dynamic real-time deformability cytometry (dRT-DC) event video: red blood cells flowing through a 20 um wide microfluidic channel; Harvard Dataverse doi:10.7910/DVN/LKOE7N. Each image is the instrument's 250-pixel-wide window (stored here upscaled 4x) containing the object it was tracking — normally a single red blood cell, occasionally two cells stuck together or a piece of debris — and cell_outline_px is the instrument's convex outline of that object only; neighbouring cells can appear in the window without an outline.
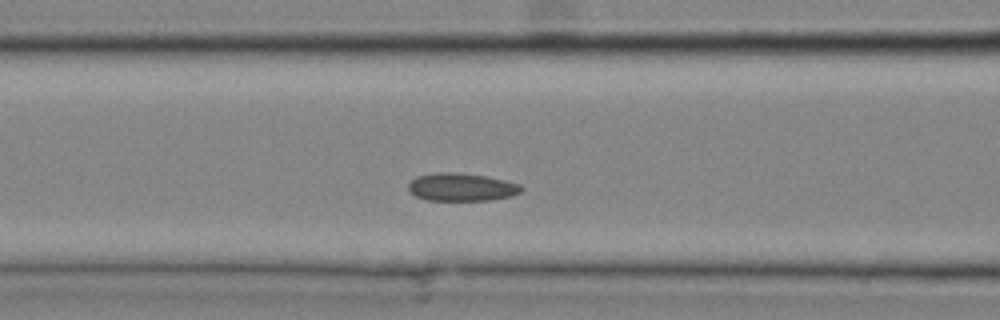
{"species": "common noctule bat (a hibernating species)", "species_latin": "Nyctalus noctula", "temperature_condition": "cold", "stored_images_in_passage": 20, "camera_frame_rate_fps": 3000, "um_per_image_px": 0.085, "animal": {"sex": "male", "body_mass_g": 20.4}, "frame": {"image": 1, "passage_image": 9, "time_ms": 2.667, "image_size_px": [1000, 320], "cell_outline_px": [[524, 188], [520, 192], [512, 196], [492, 200], [428, 200], [416, 196], [408, 188], [408, 184], [416, 176], [436, 172], [456, 172], [488, 176], [520, 184]], "centroid_in_image_um": [39.25, 15.89], "position_along_channel_um": 127.3, "area_um2": 18.44}}
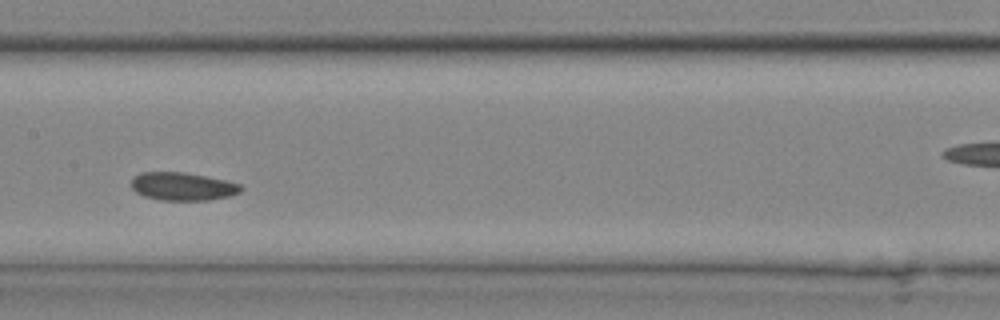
{"frame": {"image": 2, "passage_image": 12, "time_ms": 3.667, "image_size_px": [1000, 320], "cell_outline_px": [[244, 188], [240, 192], [228, 196], [208, 200], [160, 200], [144, 196], [136, 192], [128, 184], [132, 176], [140, 172], [184, 172], [224, 180], [240, 184]], "centroid_in_image_um": [15.45, 15.84], "position_along_channel_um": 191.9, "area_um2": 18.03}}
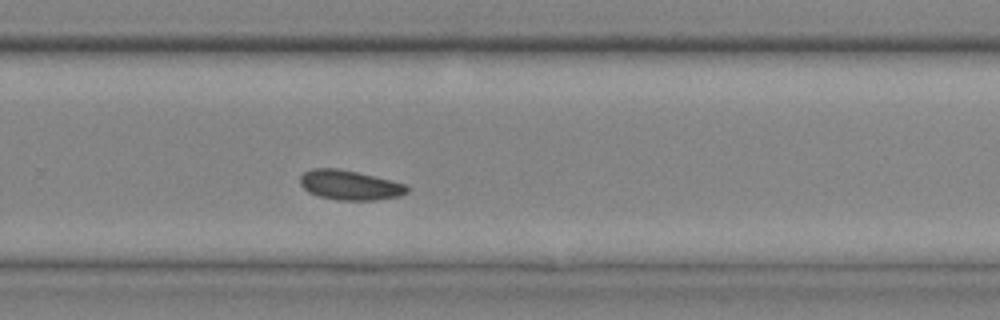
{"frame": {"image": 3, "passage_image": 17, "time_ms": 5.333, "image_size_px": [1000, 320], "cell_outline_px": [[408, 192], [400, 196], [376, 200], [340, 200], [320, 196], [308, 192], [300, 184], [300, 176], [304, 172], [312, 168], [336, 168], [356, 172], [408, 184]], "centroid_in_image_um": [29.74, 15.73], "position_along_channel_um": 300.1, "area_um2": 18.44}}